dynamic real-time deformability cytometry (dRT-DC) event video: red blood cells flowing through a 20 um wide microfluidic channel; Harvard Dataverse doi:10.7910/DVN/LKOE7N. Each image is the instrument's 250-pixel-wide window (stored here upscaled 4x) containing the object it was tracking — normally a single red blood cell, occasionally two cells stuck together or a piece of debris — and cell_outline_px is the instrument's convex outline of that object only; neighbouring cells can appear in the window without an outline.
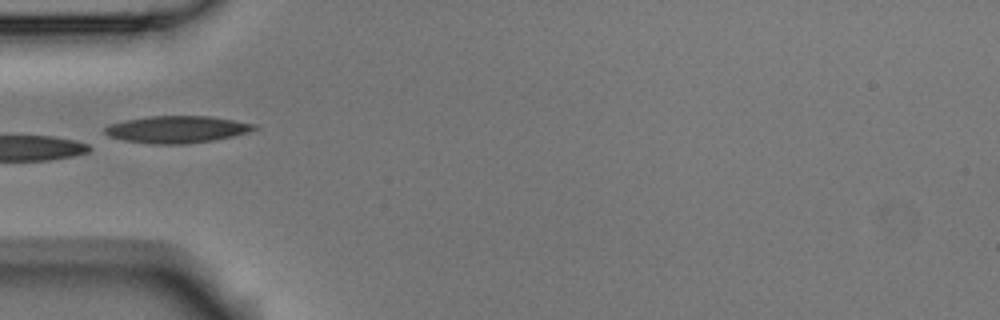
{"species": "Egyptian fruit bat (a non-hibernating species)", "species_latin": "Rousettus aegyptiacus", "temperature_condition": "room temperature", "stored_images_in_passage": 4, "camera_frame_rate_fps": 3000, "um_per_image_px": 0.085, "animal": {"sex": "male"}, "frame": {"image": 1, "passage_image": 4, "time_ms": 1.0, "image_size_px": [1000, 320], "cell_outline_px": [[260, 128], [248, 132], [232, 136], [212, 140], [184, 144], [152, 144], [124, 140], [108, 136], [104, 132], [104, 128], [108, 124], [124, 120], [148, 116], [212, 116], [256, 124]], "centroid_in_image_um": [15.03, 10.99], "position_along_channel_um": 70.0, "area_um2": 23.64}}